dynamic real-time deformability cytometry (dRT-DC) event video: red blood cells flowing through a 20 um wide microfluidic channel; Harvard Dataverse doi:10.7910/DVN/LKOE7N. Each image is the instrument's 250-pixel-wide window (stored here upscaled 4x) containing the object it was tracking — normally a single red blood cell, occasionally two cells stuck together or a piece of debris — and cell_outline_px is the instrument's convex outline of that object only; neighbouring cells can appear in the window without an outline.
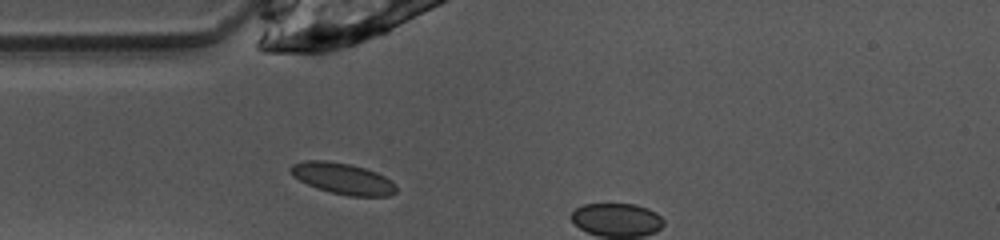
{"species": "common noctule bat (a hibernating species)", "species_latin": "Nyctalus noctula", "temperature_condition": "warm", "stored_images_in_passage": 4, "camera_frame_rate_fps": 3000, "um_per_image_px": 0.085, "animal": {"sex": "female", "body_mass_g": 10.0, "forearm_length_mm": 53.1}, "frame": {"image": 1, "passage_image": 1, "time_ms": 0.0, "image_size_px": [1000, 240], "cell_outline_px": [[396, 192], [388, 196], [348, 196], [316, 188], [292, 176], [288, 172], [288, 168], [292, 164], [304, 160], [324, 160], [352, 164], [376, 172], [392, 180], [396, 184]], "centroid_in_image_um": [29.11, 15.16], "position_along_channel_um": 55.9, "area_um2": 19.36}}